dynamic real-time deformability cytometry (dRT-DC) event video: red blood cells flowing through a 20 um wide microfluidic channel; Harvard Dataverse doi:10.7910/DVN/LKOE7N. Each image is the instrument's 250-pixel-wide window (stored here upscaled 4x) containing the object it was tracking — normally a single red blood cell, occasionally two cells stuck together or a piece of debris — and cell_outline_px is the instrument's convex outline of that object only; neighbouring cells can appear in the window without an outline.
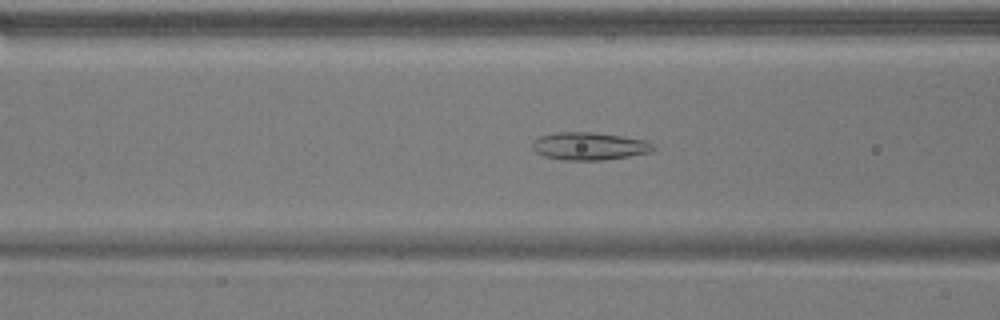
{"species": "common noctule bat (a hibernating species)", "species_latin": "Nyctalus noctula", "temperature_condition": "warm", "stored_images_in_passage": 39, "camera_frame_rate_fps": 3000, "um_per_image_px": 0.085, "animal": {"sex": "male", "body_mass_g": 17.9}, "frame": {"image": 1, "passage_image": 7, "time_ms": 2.0, "image_size_px": [1000, 320], "cell_outline_px": [[656, 148], [648, 152], [628, 156], [604, 160], [560, 160], [544, 156], [536, 152], [532, 148], [532, 140], [540, 136], [556, 132], [592, 132], [620, 136], [644, 140], [652, 144]], "centroid_in_image_um": [50.02, 12.42], "position_along_channel_um": 116.6, "area_um2": 19.42}}
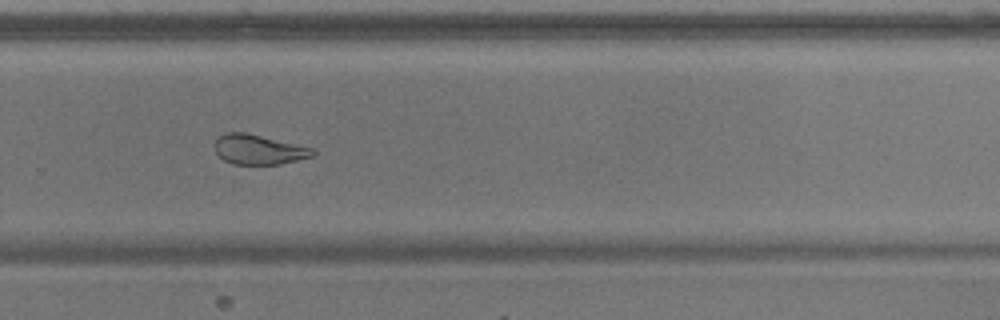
{"frame": {"image": 2, "passage_image": 22, "time_ms": 7.0, "image_size_px": [1000, 320], "cell_outline_px": [[316, 152], [312, 156], [280, 164], [232, 164], [224, 160], [216, 152], [212, 144], [224, 132], [248, 132], [312, 148]], "centroid_in_image_um": [21.94, 12.7], "position_along_channel_um": 307.9, "area_um2": 17.05}}
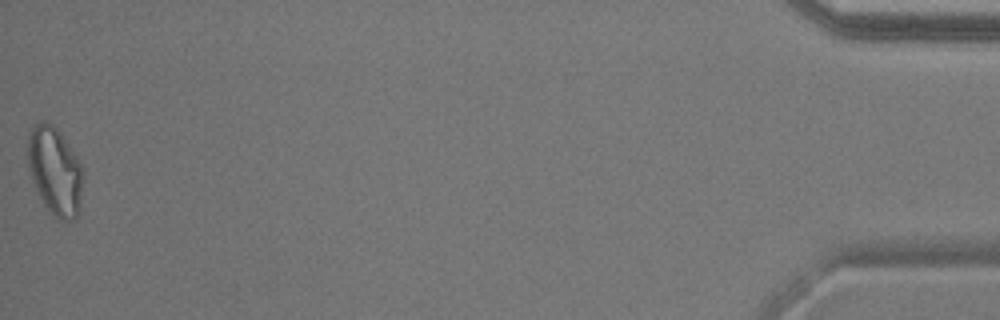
{"frame": {"image": 3, "passage_image": 39, "time_ms": 12.667, "image_size_px": [1000, 320], "cell_outline_px": [[84, 180], [80, 212], [72, 220], [60, 220], [52, 216], [48, 212], [36, 188], [28, 168], [28, 136], [32, 124], [44, 120], [56, 128], [60, 132], [76, 156], [84, 172]], "centroid_in_image_um": [4.69, 14.56], "position_along_channel_um": 430.5, "area_um2": 28.67}, "authors_computed_cell_mechanics": {"area_um2": 19.7098, "velocity_mm_per_s": 3.829, "shape_relaxation_time_tau1_ms": null, "shape_relaxation_time_tau2_ms": 1.7707, "deformation_change_tau1": null, "deformation_change_tau2": 0.0864}}